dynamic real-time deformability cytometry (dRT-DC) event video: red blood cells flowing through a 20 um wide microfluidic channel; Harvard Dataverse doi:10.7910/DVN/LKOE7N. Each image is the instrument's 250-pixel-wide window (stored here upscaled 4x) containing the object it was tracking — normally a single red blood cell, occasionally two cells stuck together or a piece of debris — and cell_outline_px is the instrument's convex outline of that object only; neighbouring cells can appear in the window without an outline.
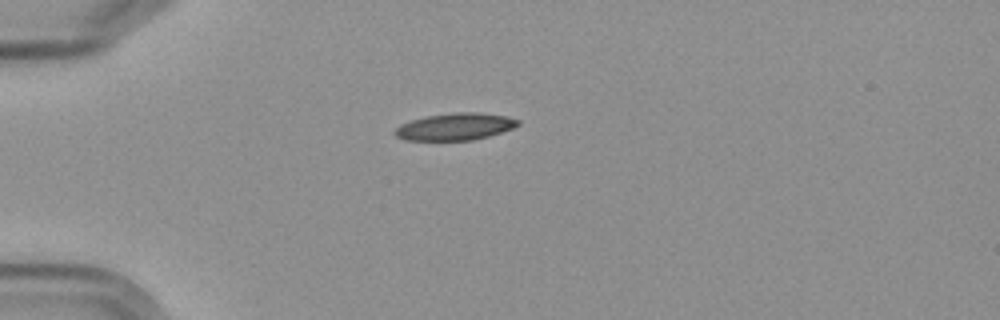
{"species": "Egyptian fruit bat (a non-hibernating species)", "species_latin": "Rousettus aegyptiacus", "temperature_condition": "cold", "stored_images_in_passage": 10, "camera_frame_rate_fps": 3000, "um_per_image_px": 0.085, "frame": {"image": 1, "passage_image": 1, "time_ms": 0.0, "image_size_px": [1000, 320], "cell_outline_px": [[520, 124], [512, 128], [488, 136], [472, 140], [408, 140], [396, 136], [392, 132], [400, 124], [424, 116], [452, 112], [476, 112], [508, 116], [520, 120]], "centroid_in_image_um": [38.68, 10.75], "position_along_channel_um": 46.3, "area_um2": 19.42}}
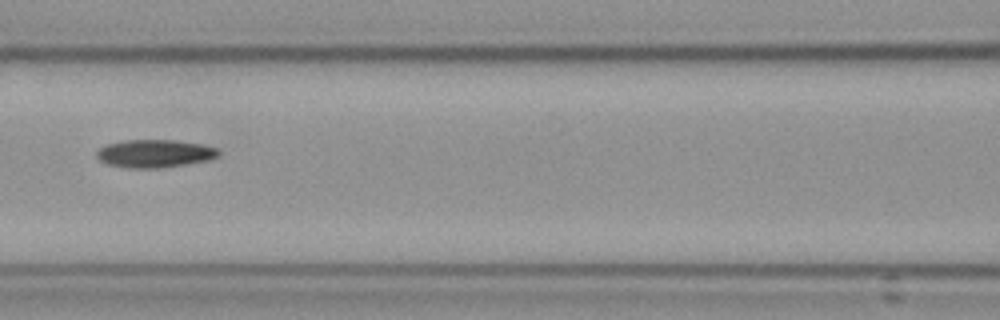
{"frame": {"image": 2, "passage_image": 4, "time_ms": 3.667, "image_size_px": [1000, 320], "cell_outline_px": [[220, 152], [216, 156], [208, 160], [160, 168], [128, 168], [108, 164], [100, 160], [96, 156], [96, 152], [100, 148], [108, 144], [124, 140], [176, 140], [204, 144], [216, 148]], "centroid_in_image_um": [13.14, 13.04], "position_along_channel_um": 153.5, "area_um2": 19.71}}